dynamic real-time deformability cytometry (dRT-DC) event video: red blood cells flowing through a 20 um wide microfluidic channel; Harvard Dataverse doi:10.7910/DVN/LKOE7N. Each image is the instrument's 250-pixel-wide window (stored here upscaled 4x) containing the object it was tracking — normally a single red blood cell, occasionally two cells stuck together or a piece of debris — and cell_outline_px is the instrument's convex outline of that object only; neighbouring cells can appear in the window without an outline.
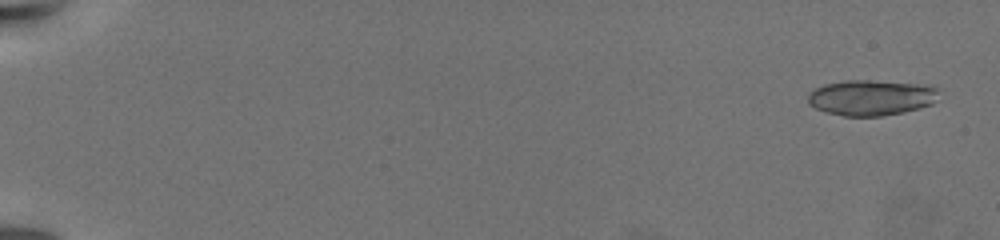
{"species": "common noctule bat (a hibernating species)", "species_latin": "Nyctalus noctula", "temperature_condition": "warm", "stored_images_in_passage": 10, "camera_frame_rate_fps": 3000, "um_per_image_px": 0.085, "animal": {"sex": "female", "body_mass_g": 19.5, "forearm_length_mm": 54.1}, "frame": {"image": 1, "passage_image": 1, "time_ms": 0.0, "image_size_px": [1000, 240], "cell_outline_px": [[940, 88], [936, 100], [932, 104], [920, 108], [904, 112], [880, 116], [844, 116], [824, 112], [808, 104], [808, 92], [824, 84], [844, 80], [868, 80], [924, 84]], "centroid_in_image_um": [74.05, 8.29], "position_along_channel_um": 10.9, "area_um2": 27.46}}